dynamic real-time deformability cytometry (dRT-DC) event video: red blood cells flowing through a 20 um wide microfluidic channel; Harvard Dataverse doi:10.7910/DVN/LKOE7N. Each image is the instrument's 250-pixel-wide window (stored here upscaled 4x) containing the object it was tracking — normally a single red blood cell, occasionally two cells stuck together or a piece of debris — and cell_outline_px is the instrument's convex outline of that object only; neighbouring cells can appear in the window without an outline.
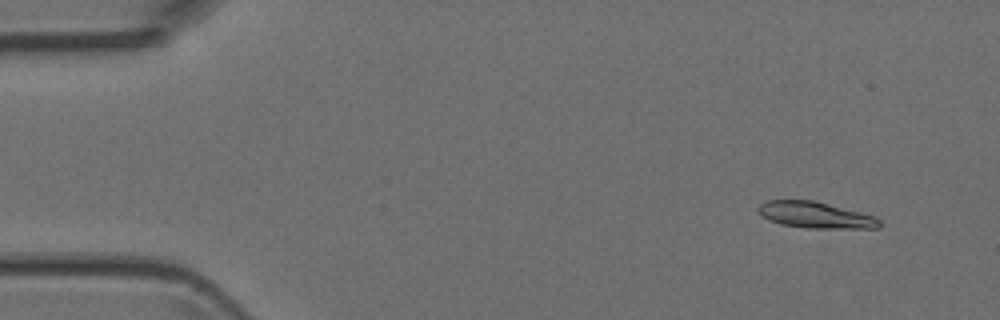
{"species": "Egyptian fruit bat (a non-hibernating species)", "species_latin": "Rousettus aegyptiacus", "temperature_condition": "room temperature", "stored_images_in_passage": 48, "camera_frame_rate_fps": 3000, "um_per_image_px": 0.085, "animal": {"sex": "female"}, "frame": {"image": 1, "passage_image": 4, "time_ms": 1.0, "image_size_px": [1000, 320], "cell_outline_px": [[880, 228], [808, 228], [780, 224], [768, 220], [756, 208], [760, 204], [768, 200], [812, 200], [876, 216], [880, 220]], "centroid_in_image_um": [69.32, 18.28], "position_along_channel_um": 15.7, "area_um2": 18.44}}
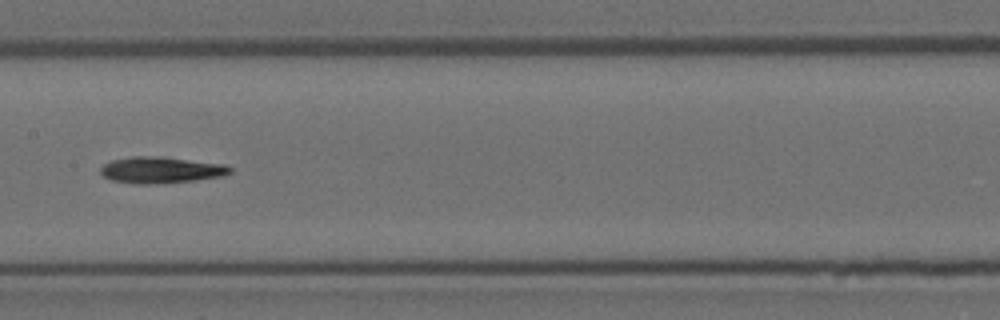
{"frame": {"image": 2, "passage_image": 24, "time_ms": 7.667, "image_size_px": [1000, 320], "cell_outline_px": [[232, 172], [224, 176], [196, 180], [156, 184], [136, 184], [112, 180], [104, 176], [100, 172], [100, 168], [104, 164], [112, 160], [132, 156], [156, 156], [224, 164], [232, 168]], "centroid_in_image_um": [13.69, 14.45], "position_along_channel_um": 193.7, "area_um2": 19.88}}
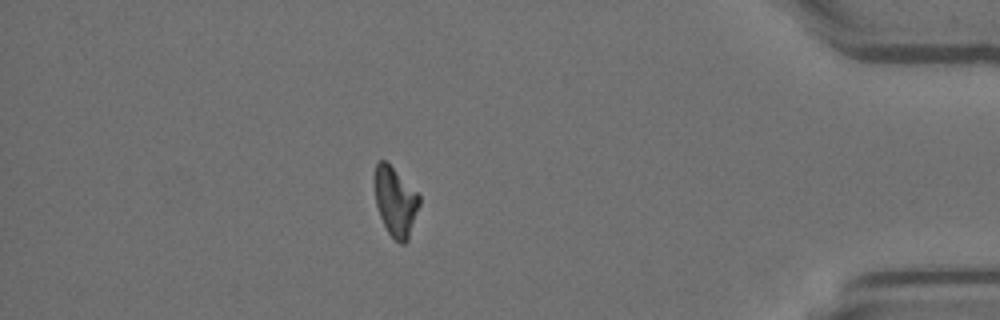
{"frame": {"image": 3, "passage_image": 42, "time_ms": 13.667, "image_size_px": [1000, 320], "cell_outline_px": [[420, 204], [408, 240], [404, 244], [400, 244], [388, 232], [380, 216], [376, 204], [376, 164], [380, 160], [384, 160], [420, 196]], "centroid_in_image_um": [33.63, 17.2], "position_along_channel_um": 401.6, "area_um2": 17.34}}